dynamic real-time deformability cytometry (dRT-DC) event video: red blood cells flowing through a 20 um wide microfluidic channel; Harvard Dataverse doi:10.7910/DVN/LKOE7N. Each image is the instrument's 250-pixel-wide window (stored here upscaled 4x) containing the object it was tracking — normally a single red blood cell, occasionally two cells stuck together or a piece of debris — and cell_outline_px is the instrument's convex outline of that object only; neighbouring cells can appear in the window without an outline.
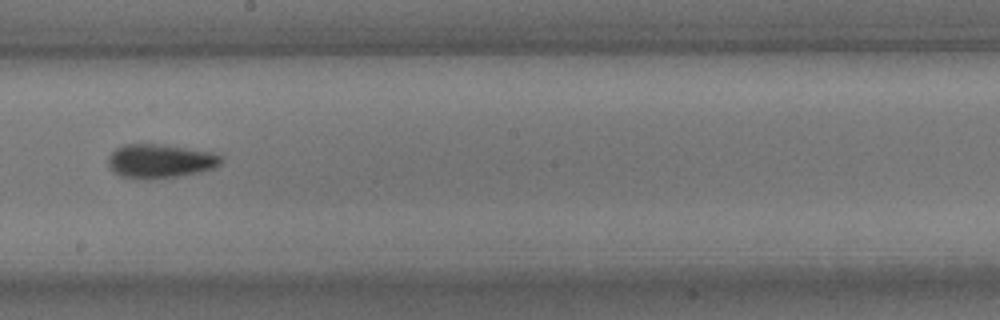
{"species": "common noctule bat (a hibernating species)", "species_latin": "Nyctalus noctula", "temperature_condition": "room temperature", "stored_images_in_passage": 42, "camera_frame_rate_fps": 3000, "um_per_image_px": 0.085, "animal": {"sex": "male", "body_mass_g": 15.6}, "frame": {"image": 1, "passage_image": 19, "time_ms": 6.0, "image_size_px": [1000, 320], "cell_outline_px": [[224, 160], [216, 168], [200, 172], [180, 176], [120, 176], [108, 164], [108, 156], [116, 148], [124, 144], [156, 144], [212, 152], [224, 156]], "centroid_in_image_um": [13.69, 13.65], "position_along_channel_um": 234.5, "area_um2": 21.56}}
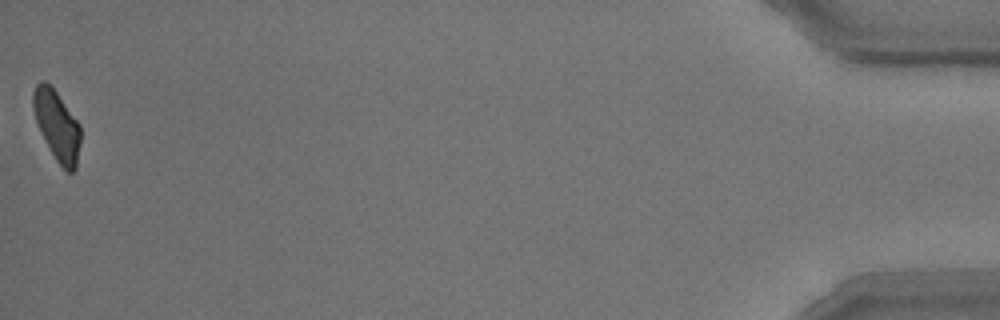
{"frame": {"image": 2, "passage_image": 42, "time_ms": 13.667, "image_size_px": [1000, 320], "cell_outline_px": [[80, 144], [76, 168], [72, 172], [68, 172], [56, 160], [36, 120], [32, 104], [32, 92], [36, 84], [40, 80], [44, 80], [56, 92], [80, 124]], "centroid_in_image_um": [4.85, 10.64], "position_along_channel_um": 430.4, "area_um2": 18.84}, "authors_computed_cell_mechanics": {"area_um2": 21.1837, "velocity_mm_per_s": 3.7933, "shape_relaxation_time_tau1_ms": 6.396, "shape_relaxation_time_tau2_ms": 2.4646, "deformation_change_tau1": 0.1503, "deformation_change_tau2": 0.1037}}